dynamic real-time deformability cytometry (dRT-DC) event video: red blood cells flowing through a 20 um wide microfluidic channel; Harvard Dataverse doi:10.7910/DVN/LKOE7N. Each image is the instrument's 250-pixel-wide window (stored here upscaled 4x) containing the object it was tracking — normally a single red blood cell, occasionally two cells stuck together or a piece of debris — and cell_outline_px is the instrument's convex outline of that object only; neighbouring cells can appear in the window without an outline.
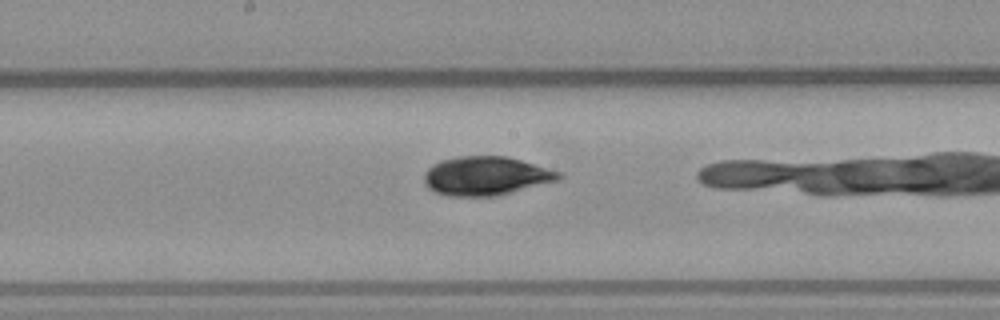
{"species": "common noctule bat (a hibernating species)", "species_latin": "Nyctalus noctula", "temperature_condition": "warm", "stored_images_in_passage": 18, "camera_frame_rate_fps": 3000, "um_per_image_px": 0.085, "animal": {"sex": "male", "body_mass_g": 23.1, "forearm_length_mm": 52.7}, "frame": {"image": 1, "passage_image": 10, "time_ms": 3.0, "image_size_px": [1000, 320], "cell_outline_px": [[564, 176], [556, 180], [496, 196], [448, 196], [436, 192], [428, 188], [424, 184], [424, 172], [432, 164], [440, 160], [456, 156], [508, 156], [560, 172]], "centroid_in_image_um": [41.24, 14.94], "position_along_channel_um": 207.0, "area_um2": 30.35}}
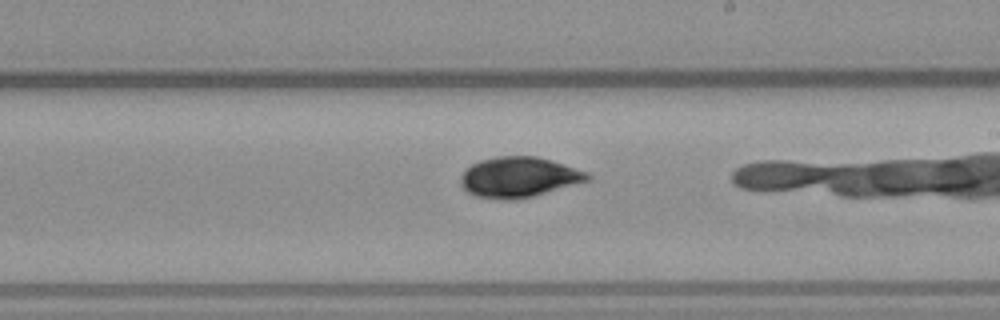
{"frame": {"image": 2, "passage_image": 13, "time_ms": 4.0, "image_size_px": [1000, 320], "cell_outline_px": [[592, 180], [532, 196], [516, 200], [500, 200], [476, 196], [468, 192], [460, 184], [460, 180], [464, 172], [472, 164], [480, 160], [496, 156], [536, 156], [552, 160], [588, 172], [592, 176]], "centroid_in_image_um": [44.13, 15.06], "position_along_channel_um": 244.9, "area_um2": 29.94}}
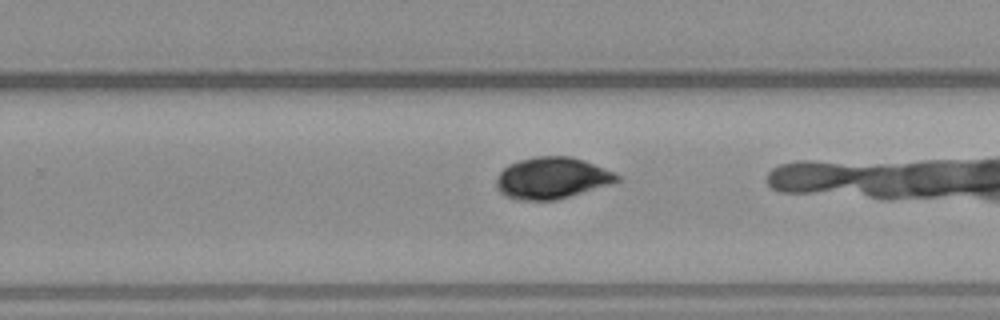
{"frame": {"image": 3, "passage_image": 16, "time_ms": 5.0, "image_size_px": [1000, 320], "cell_outline_px": [[620, 180], [608, 184], [556, 200], [516, 200], [500, 192], [496, 188], [496, 180], [500, 172], [508, 164], [520, 160], [536, 156], [572, 156], [584, 160], [604, 168], [620, 176]], "centroid_in_image_um": [46.87, 15.12], "position_along_channel_um": 282.9, "area_um2": 28.9}}